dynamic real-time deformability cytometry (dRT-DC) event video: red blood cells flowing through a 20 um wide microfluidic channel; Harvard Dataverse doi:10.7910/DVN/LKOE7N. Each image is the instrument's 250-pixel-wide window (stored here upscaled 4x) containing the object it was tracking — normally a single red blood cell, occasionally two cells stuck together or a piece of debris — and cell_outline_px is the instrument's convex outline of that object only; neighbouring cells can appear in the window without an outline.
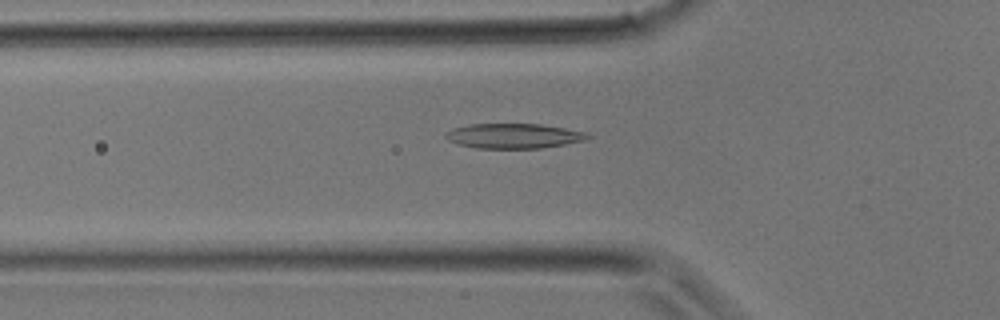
{"species": "common noctule bat (a hibernating species)", "species_latin": "Nyctalus noctula", "temperature_condition": "room temperature", "stored_images_in_passage": 27, "camera_frame_rate_fps": 3000, "um_per_image_px": 0.085, "animal": {"sex": "male", "body_mass_g": 17.9}, "frame": {"image": 1, "passage_image": 5, "time_ms": 1.333, "image_size_px": [1000, 320], "cell_outline_px": [[592, 136], [584, 140], [564, 144], [540, 148], [476, 148], [460, 144], [448, 140], [444, 136], [444, 132], [452, 128], [468, 124], [540, 124], [588, 132]], "centroid_in_image_um": [43.64, 11.54], "position_along_channel_um": 82.2, "area_um2": 20.58}}
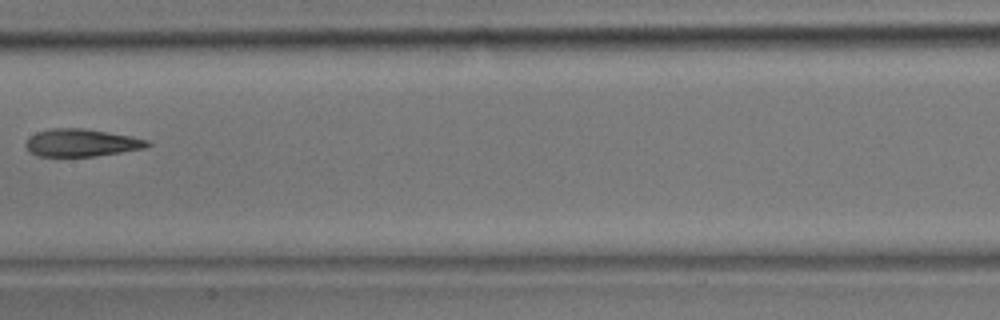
{"frame": {"image": 2, "passage_image": 11, "time_ms": 3.333, "image_size_px": [1000, 320], "cell_outline_px": [[152, 144], [144, 148], [96, 156], [36, 156], [24, 144], [36, 132], [52, 128], [80, 128], [132, 136], [148, 140]], "centroid_in_image_um": [6.94, 12.13], "position_along_channel_um": 200.5, "area_um2": 19.25}}
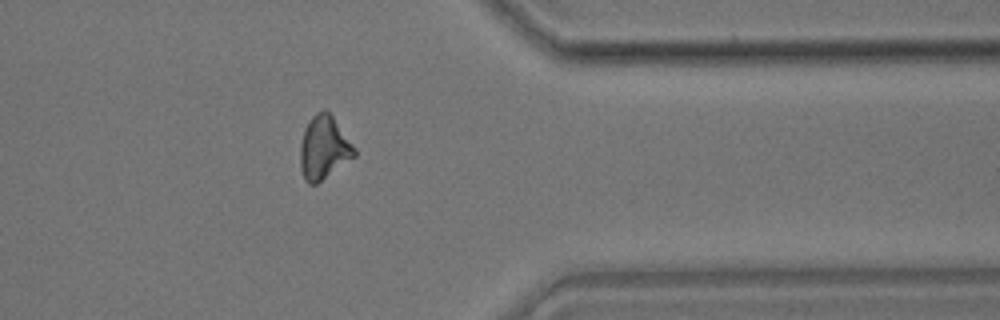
{"frame": {"image": 3, "passage_image": 21, "time_ms": 6.667, "image_size_px": [1000, 320], "cell_outline_px": [[356, 156], [316, 184], [308, 184], [304, 180], [300, 168], [300, 144], [304, 128], [308, 120], [316, 112], [324, 108], [332, 116], [356, 148]], "centroid_in_image_um": [27.51, 12.55], "position_along_channel_um": 383.9, "area_um2": 20.11}}